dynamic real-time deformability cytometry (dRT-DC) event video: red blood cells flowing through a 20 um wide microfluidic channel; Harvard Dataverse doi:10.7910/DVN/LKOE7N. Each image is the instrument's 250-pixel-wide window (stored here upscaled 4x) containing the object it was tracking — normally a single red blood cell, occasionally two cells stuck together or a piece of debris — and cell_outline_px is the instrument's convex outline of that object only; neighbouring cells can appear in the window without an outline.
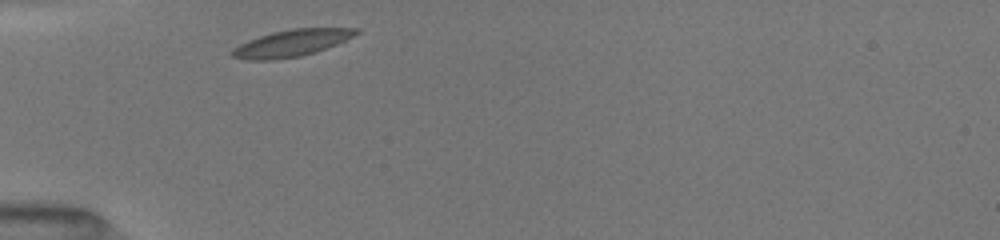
{"species": "common noctule bat (a hibernating species)", "species_latin": "Nyctalus noctula", "temperature_condition": "room temperature", "stored_images_in_passage": 29, "camera_frame_rate_fps": 3000, "um_per_image_px": 0.085, "animal": {"sex": "female", "body_mass_g": 19.5, "forearm_length_mm": 54.1}, "frame": {"image": 1, "passage_image": 1, "time_ms": 0.0, "image_size_px": [1000, 240], "cell_outline_px": [[360, 32], [336, 44], [316, 52], [300, 56], [272, 60], [244, 60], [232, 56], [232, 48], [248, 40], [272, 32], [292, 28], [360, 28]], "centroid_in_image_um": [24.76, 3.66], "position_along_channel_um": 60.2, "area_um2": 19.25}}
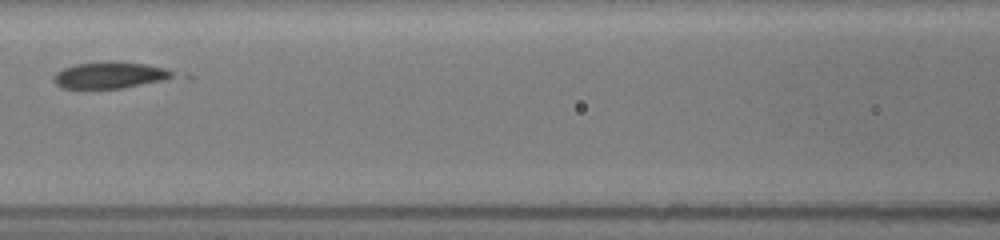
{"frame": {"image": 2, "passage_image": 9, "time_ms": 2.667, "image_size_px": [1000, 240], "cell_outline_px": [[196, 76], [192, 80], [92, 92], [80, 92], [60, 88], [52, 80], [52, 76], [56, 72], [64, 68], [76, 64], [100, 60], [144, 64], [192, 72]], "centroid_in_image_um": [9.82, 6.47], "position_along_channel_um": 156.8, "area_um2": 22.14}}
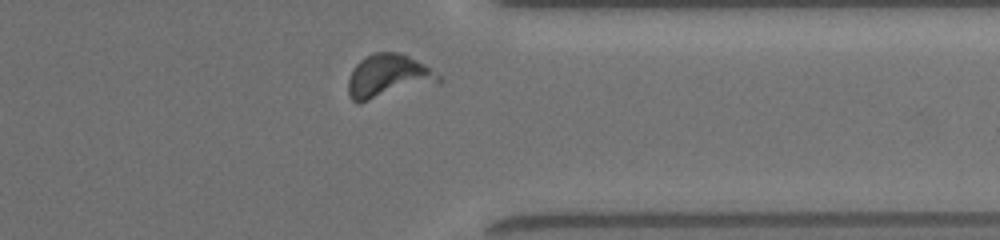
{"frame": {"image": 3, "passage_image": 26, "time_ms": 8.333, "image_size_px": [1000, 240], "cell_outline_px": [[444, 80], [440, 84], [360, 104], [356, 104], [352, 100], [348, 92], [348, 80], [356, 64], [360, 60], [376, 52], [400, 52], [416, 60], [440, 76]], "centroid_in_image_um": [33.02, 6.54], "position_along_channel_um": 378.4, "area_um2": 23.47}}